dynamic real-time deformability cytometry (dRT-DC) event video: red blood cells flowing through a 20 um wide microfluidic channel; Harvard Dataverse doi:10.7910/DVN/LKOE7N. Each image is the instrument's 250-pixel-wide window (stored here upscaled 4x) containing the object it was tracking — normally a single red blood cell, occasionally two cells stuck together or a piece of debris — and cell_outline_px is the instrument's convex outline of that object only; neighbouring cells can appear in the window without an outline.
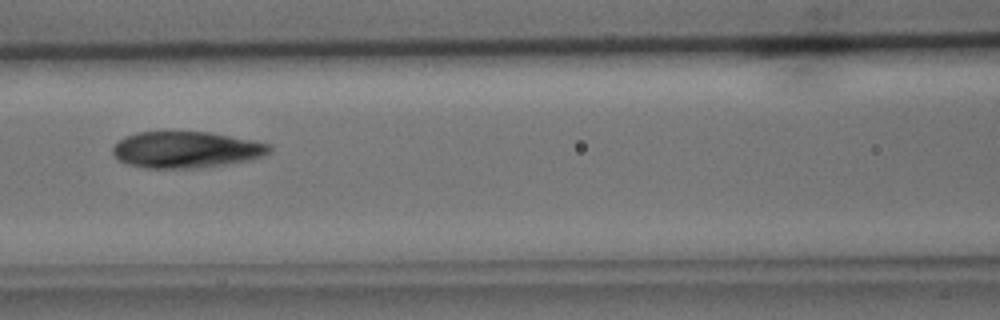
{"species": "common noctule bat (a hibernating species)", "species_latin": "Nyctalus noctula", "temperature_condition": "cold", "stored_images_in_passage": 36, "camera_frame_rate_fps": 3000, "um_per_image_px": 0.085, "animal": {"sex": "male", "body_mass_g": 15.6}, "frame": {"image": 1, "passage_image": 8, "time_ms": 2.333, "image_size_px": [1000, 320], "cell_outline_px": [[272, 148], [264, 156], [252, 160], [196, 168], [144, 168], [128, 164], [116, 160], [112, 152], [112, 148], [124, 136], [136, 132], [208, 132], [252, 140], [272, 144]], "centroid_in_image_um": [15.81, 12.73], "position_along_channel_um": 150.8, "area_um2": 33.35}}
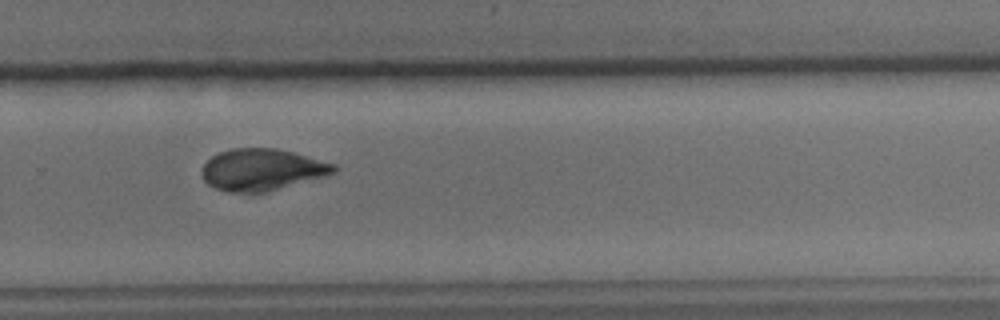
{"frame": {"image": 2, "passage_image": 20, "time_ms": 6.333, "image_size_px": [1000, 320], "cell_outline_px": [[340, 168], [336, 172], [328, 176], [264, 192], [228, 192], [216, 188], [208, 184], [204, 180], [200, 172], [204, 164], [212, 156], [220, 152], [232, 148], [276, 148], [292, 152], [336, 164]], "centroid_in_image_um": [22.29, 14.42], "position_along_channel_um": 307.5, "area_um2": 32.14}}
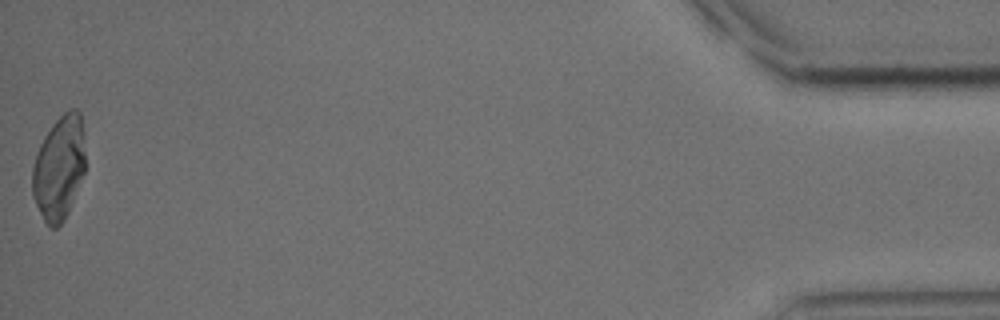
{"frame": {"image": 3, "passage_image": 36, "time_ms": 11.667, "image_size_px": [1000, 320], "cell_outline_px": [[84, 172], [68, 212], [64, 220], [56, 228], [52, 228], [44, 220], [32, 196], [32, 164], [36, 152], [44, 136], [52, 124], [68, 108], [76, 108], [80, 112], [84, 132]], "centroid_in_image_um": [5.01, 14.22], "position_along_channel_um": 430.2, "area_um2": 32.19}}